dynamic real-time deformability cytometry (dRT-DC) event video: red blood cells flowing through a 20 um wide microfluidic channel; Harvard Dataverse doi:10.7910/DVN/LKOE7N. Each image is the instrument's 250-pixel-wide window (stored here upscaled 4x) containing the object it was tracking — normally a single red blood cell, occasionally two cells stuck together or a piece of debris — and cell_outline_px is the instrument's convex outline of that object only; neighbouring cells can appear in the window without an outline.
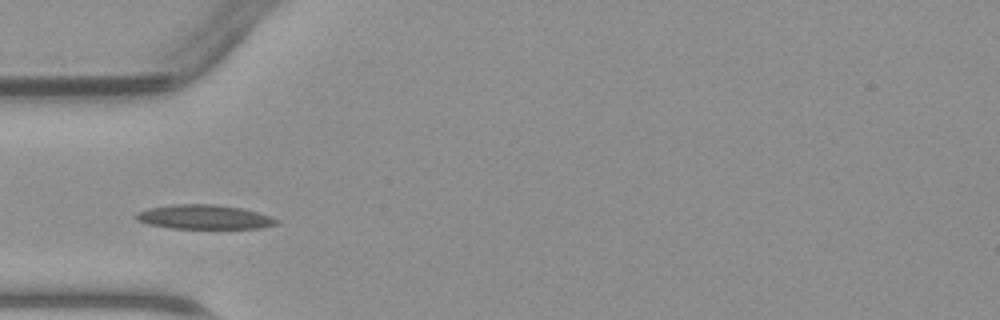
{"species": "common noctule bat (a hibernating species)", "species_latin": "Nyctalus noctula", "temperature_condition": "warm", "stored_images_in_passage": 35, "camera_frame_rate_fps": 3000, "um_per_image_px": 0.085, "animal": {"sex": "male", "body_mass_g": 23.1, "forearm_length_mm": 52.7}, "frame": {"image": 1, "passage_image": 5, "time_ms": 1.333, "image_size_px": [1000, 320], "cell_outline_px": [[280, 224], [260, 228], [172, 228], [148, 224], [136, 220], [136, 212], [148, 208], [176, 204], [216, 204], [244, 208], [280, 220]], "centroid_in_image_um": [17.37, 18.44], "position_along_channel_um": 67.6, "area_um2": 19.88}}
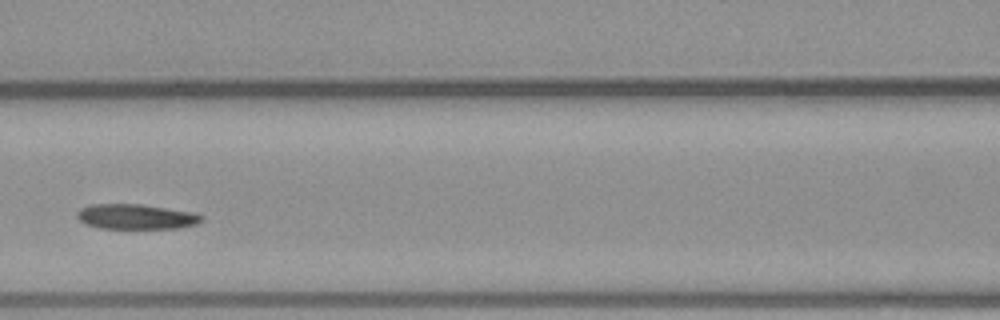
{"frame": {"image": 2, "passage_image": 11, "time_ms": 3.333, "image_size_px": [1000, 320], "cell_outline_px": [[204, 220], [196, 224], [180, 228], [100, 228], [84, 224], [76, 216], [76, 212], [80, 208], [92, 204], [140, 204], [188, 212], [204, 216]], "centroid_in_image_um": [11.51, 18.42], "position_along_channel_um": 155.1, "area_um2": 18.03}}
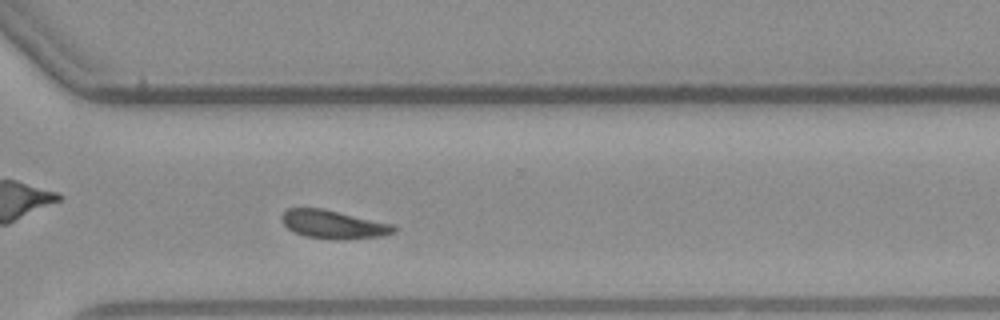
{"frame": {"image": 3, "passage_image": 24, "time_ms": 7.667, "image_size_px": [1000, 320], "cell_outline_px": [[396, 232], [384, 236], [344, 240], [332, 240], [304, 236], [288, 228], [280, 220], [280, 216], [288, 208], [320, 208], [392, 224], [396, 228]], "centroid_in_image_um": [28.33, 19.09], "position_along_channel_um": 342.3, "area_um2": 18.55}}